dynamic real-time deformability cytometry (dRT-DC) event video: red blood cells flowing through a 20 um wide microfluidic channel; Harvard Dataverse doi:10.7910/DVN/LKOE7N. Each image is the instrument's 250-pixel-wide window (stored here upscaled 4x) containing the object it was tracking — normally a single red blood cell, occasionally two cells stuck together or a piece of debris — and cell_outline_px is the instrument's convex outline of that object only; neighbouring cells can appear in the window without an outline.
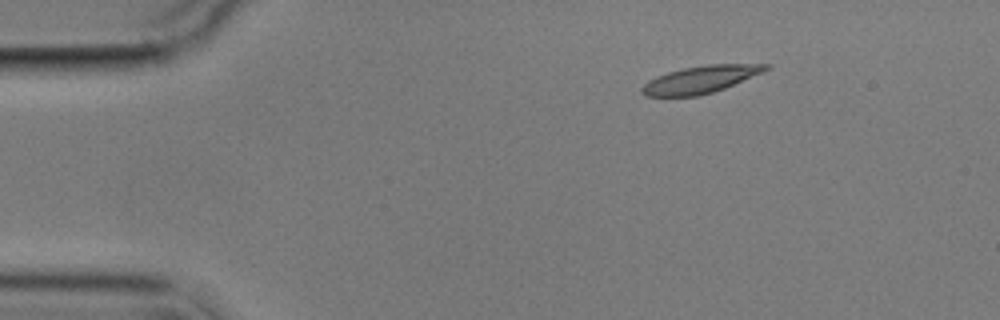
{"species": "common noctule bat (a hibernating species)", "species_latin": "Nyctalus noctula", "temperature_condition": "cold", "stored_images_in_passage": 3, "camera_frame_rate_fps": 3000, "um_per_image_px": 0.085, "animal": {"sex": "male", "body_mass_g": 17.9}, "frame": {"image": 1, "passage_image": 1, "time_ms": 0.0, "image_size_px": [1000, 320], "cell_outline_px": [[772, 68], [724, 88], [700, 96], [644, 96], [640, 92], [640, 88], [648, 80], [656, 76], [668, 72], [684, 68], [708, 64], [772, 64]], "centroid_in_image_um": [59.52, 6.75], "position_along_channel_um": 25.5, "area_um2": 19.65}}